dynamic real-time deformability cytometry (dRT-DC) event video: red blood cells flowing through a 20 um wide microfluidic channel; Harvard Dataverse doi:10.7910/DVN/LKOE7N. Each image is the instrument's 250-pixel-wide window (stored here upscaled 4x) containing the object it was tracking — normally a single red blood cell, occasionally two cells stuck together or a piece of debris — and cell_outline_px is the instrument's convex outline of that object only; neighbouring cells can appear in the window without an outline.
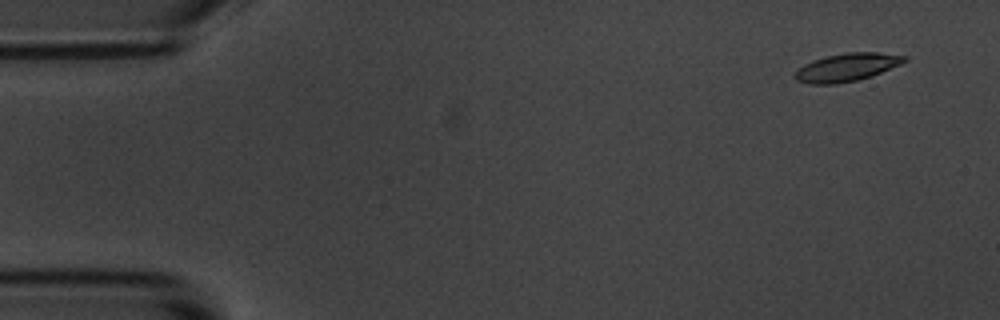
{"species": "common noctule bat (a hibernating species)", "species_latin": "Nyctalus noctula", "temperature_condition": "room temperature", "stored_images_in_passage": 5, "camera_frame_rate_fps": 3000, "um_per_image_px": 0.085, "animal": {"sex": "male", "body_mass_g": 20.1, "forearm_length_mm": 53.5}, "frame": {"image": 1, "passage_image": 1, "time_ms": 0.0, "image_size_px": [1000, 320], "cell_outline_px": [[908, 60], [900, 64], [872, 76], [856, 80], [836, 84], [808, 84], [796, 80], [796, 72], [804, 64], [812, 60], [828, 56], [848, 52], [876, 52], [908, 56]], "centroid_in_image_um": [72.0, 5.72], "position_along_channel_um": 13.0, "area_um2": 17.69}}
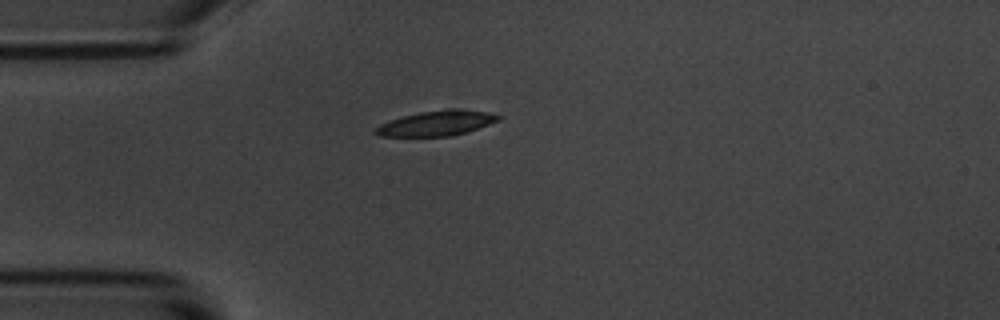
{"frame": {"image": 2, "passage_image": 4, "time_ms": 1.0, "image_size_px": [1000, 320], "cell_outline_px": [[504, 116], [500, 120], [452, 136], [380, 136], [372, 132], [380, 124], [388, 120], [400, 116], [420, 112], [452, 108], [456, 108], [488, 112]], "centroid_in_image_um": [37.09, 10.46], "position_along_channel_um": 47.9, "area_um2": 17.98}}